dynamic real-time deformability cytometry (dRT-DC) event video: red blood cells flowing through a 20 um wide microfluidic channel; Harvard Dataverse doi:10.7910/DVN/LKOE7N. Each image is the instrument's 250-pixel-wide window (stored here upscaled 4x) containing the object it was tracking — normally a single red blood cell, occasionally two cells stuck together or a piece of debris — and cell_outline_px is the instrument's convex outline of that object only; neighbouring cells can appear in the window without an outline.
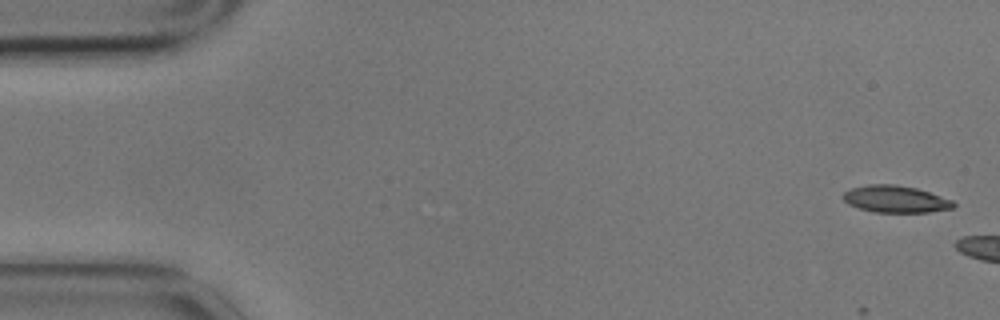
{"species": "common noctule bat (a hibernating species)", "species_latin": "Nyctalus noctula", "temperature_condition": "cold", "stored_images_in_passage": 5, "camera_frame_rate_fps": 3000, "um_per_image_px": 0.085, "animal": {"sex": "male", "body_mass_g": 17.9}, "frame": {"image": 1, "passage_image": 1, "time_ms": 0.0, "image_size_px": [1000, 320], "cell_outline_px": [[956, 204], [952, 208], [928, 212], [872, 212], [848, 204], [844, 200], [844, 192], [852, 188], [868, 184], [896, 184], [916, 188], [952, 200]], "centroid_in_image_um": [76.11, 16.92], "position_along_channel_um": 8.9, "area_um2": 17.17}}
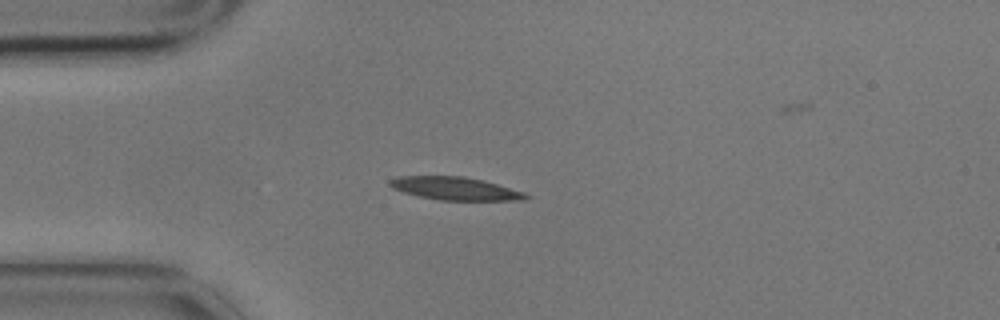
{"frame": {"image": 2, "passage_image": 5, "time_ms": 1.333, "image_size_px": [1000, 320], "cell_outline_px": [[532, 196], [524, 200], [440, 200], [420, 196], [404, 192], [392, 188], [388, 184], [388, 180], [400, 176], [464, 176], [484, 180], [524, 192]], "centroid_in_image_um": [38.7, 16.02], "position_along_channel_um": 46.3, "area_um2": 18.21}}